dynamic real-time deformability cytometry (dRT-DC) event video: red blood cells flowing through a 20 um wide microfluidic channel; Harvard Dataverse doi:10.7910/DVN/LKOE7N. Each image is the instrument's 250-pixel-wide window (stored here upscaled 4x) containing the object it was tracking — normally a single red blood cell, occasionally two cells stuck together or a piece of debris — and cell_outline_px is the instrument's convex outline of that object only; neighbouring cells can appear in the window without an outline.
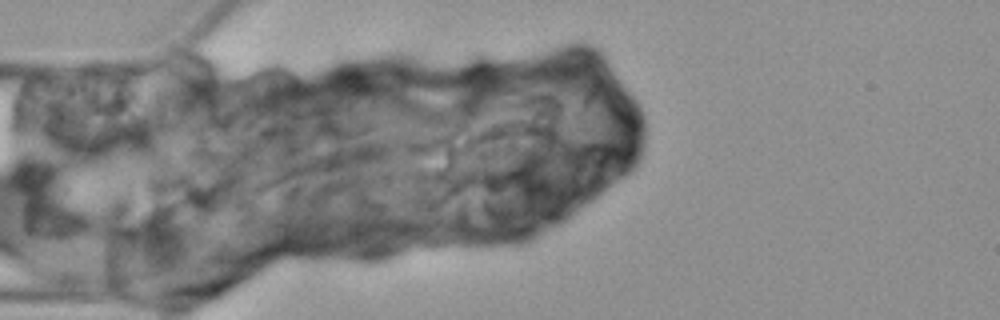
{"species": "Egyptian fruit bat (a non-hibernating species)", "species_latin": "Rousettus aegyptiacus", "temperature_condition": "cold", "stored_images_in_passage": 4, "camera_frame_rate_fps": 3000, "um_per_image_px": 0.085, "animal": {"sex": "female"}, "frame": {"image": 1, "passage_image": 1, "time_ms": 0.0, "image_size_px": [1000, 320], "cell_outline_px": [[136, 120], [132, 124], [116, 124], [32, 116], [32, 112], [68, 68], [72, 68], [132, 72], [136, 84]], "centroid_in_image_um": [7.78, 8.27], "position_along_channel_um": 77.2, "area_um2": 32.71}}
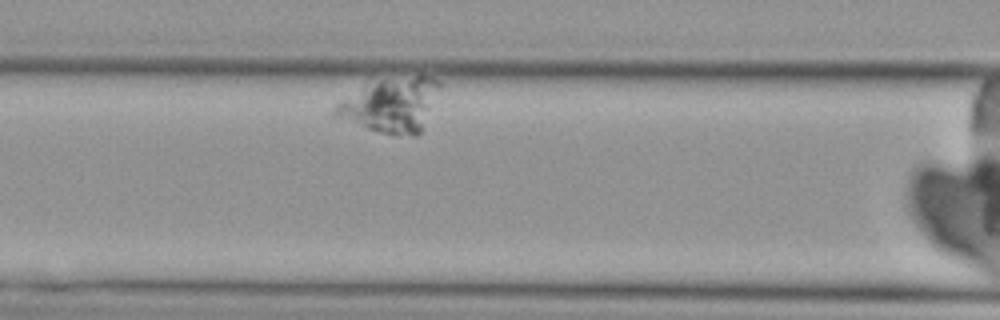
{"frame": {"image": 2, "passage_image": 3, "time_ms": 2.333, "image_size_px": [1000, 320], "cell_outline_px": [[440, 84], [420, 132], [416, 136], [412, 136], [380, 132], [332, 116], [332, 108], [340, 100], [380, 80], [416, 76], [428, 76], [440, 80]], "centroid_in_image_um": [33.2, 8.93], "position_along_channel_um": 133.4, "area_um2": 31.73}}